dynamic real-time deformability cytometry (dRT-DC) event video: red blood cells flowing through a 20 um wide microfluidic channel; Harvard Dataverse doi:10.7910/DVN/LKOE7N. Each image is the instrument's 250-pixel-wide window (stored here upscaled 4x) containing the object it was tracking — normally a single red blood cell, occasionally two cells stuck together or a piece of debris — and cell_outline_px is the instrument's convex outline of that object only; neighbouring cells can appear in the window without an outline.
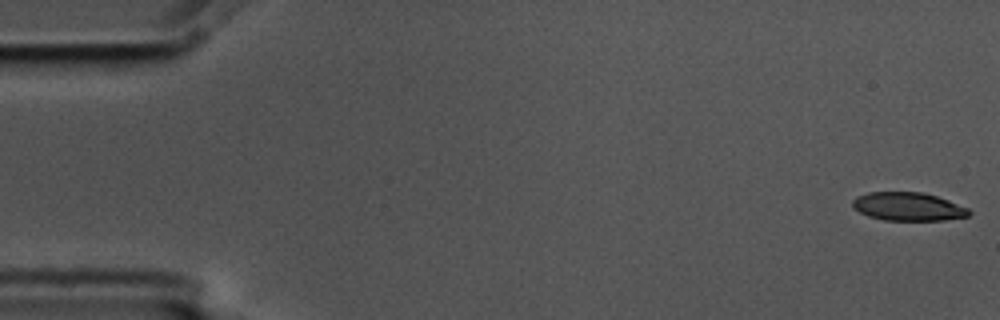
{"species": "common noctule bat (a hibernating species)", "species_latin": "Nyctalus noctula", "temperature_condition": "cold", "stored_images_in_passage": 8, "camera_frame_rate_fps": 3000, "um_per_image_px": 0.085, "animal": {"sex": "male", "body_mass_g": 17.5, "forearm_length_mm": 52.3}, "frame": {"image": 1, "passage_image": 1, "time_ms": 0.0, "image_size_px": [1000, 320], "cell_outline_px": [[972, 212], [968, 216], [944, 220], [884, 220], [868, 216], [852, 208], [852, 200], [856, 196], [868, 192], [920, 192], [936, 196], [948, 200], [968, 208]], "centroid_in_image_um": [77.16, 17.56], "position_along_channel_um": 7.8, "area_um2": 19.25}}
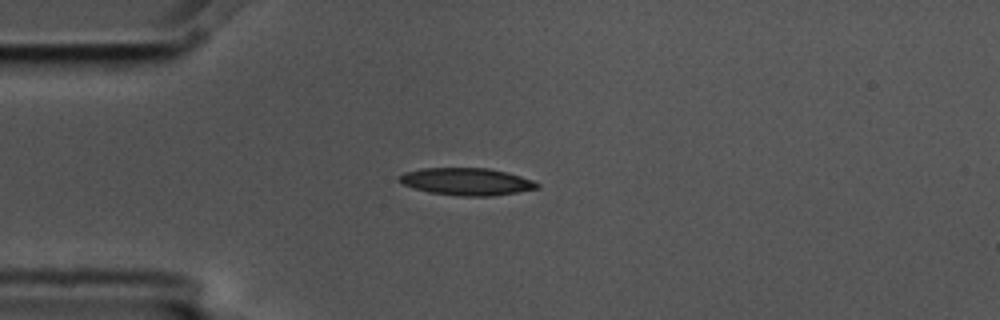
{"frame": {"image": 2, "passage_image": 4, "time_ms": 1.0, "image_size_px": [1000, 320], "cell_outline_px": [[540, 188], [492, 196], [460, 196], [428, 192], [404, 184], [396, 180], [404, 172], [420, 168], [488, 168], [520, 176], [532, 180], [540, 184]], "centroid_in_image_um": [39.65, 15.43], "position_along_channel_um": 45.3, "area_um2": 21.79}}